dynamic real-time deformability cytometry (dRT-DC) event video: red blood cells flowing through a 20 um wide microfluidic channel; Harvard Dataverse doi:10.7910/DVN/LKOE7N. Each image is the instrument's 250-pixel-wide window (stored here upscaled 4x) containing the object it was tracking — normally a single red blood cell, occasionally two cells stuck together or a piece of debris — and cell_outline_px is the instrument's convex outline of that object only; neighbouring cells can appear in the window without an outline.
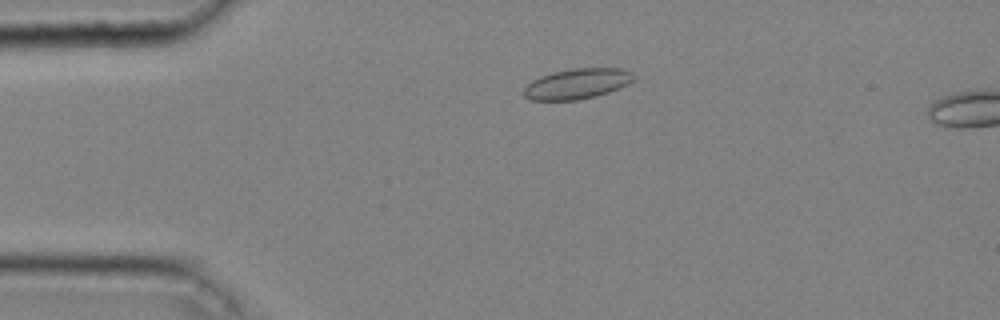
{"species": "common noctule bat (a hibernating species)", "species_latin": "Nyctalus noctula", "temperature_condition": "cold", "stored_images_in_passage": 13, "camera_frame_rate_fps": 3000, "um_per_image_px": 0.085, "animal": {"sex": "male", "body_mass_g": 20.4}, "frame": {"image": 1, "passage_image": 10, "time_ms": 3.0, "image_size_px": [1000, 320], "cell_outline_px": [[632, 80], [628, 84], [608, 92], [596, 96], [576, 100], [532, 100], [524, 96], [524, 88], [532, 80], [540, 76], [552, 72], [572, 68], [624, 68], [632, 72]], "centroid_in_image_um": [49.04, 7.11], "position_along_channel_um": 36.0, "area_um2": 19.36}}